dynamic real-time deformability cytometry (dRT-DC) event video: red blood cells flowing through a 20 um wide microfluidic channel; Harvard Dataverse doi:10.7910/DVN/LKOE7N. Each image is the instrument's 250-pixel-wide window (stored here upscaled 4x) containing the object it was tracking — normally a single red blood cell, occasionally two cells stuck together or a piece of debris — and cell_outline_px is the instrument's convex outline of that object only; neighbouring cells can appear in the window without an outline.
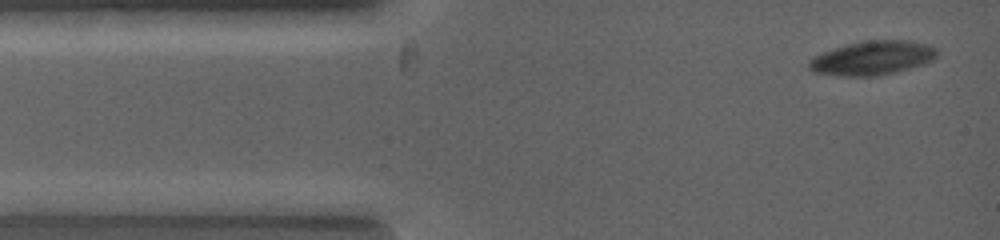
{"species": "common noctule bat (a hibernating species)", "species_latin": "Nyctalus noctula", "temperature_condition": "warm", "stored_images_in_passage": 2, "camera_frame_rate_fps": 5000, "um_per_image_px": 0.085, "animal": {"sex": "female", "body_mass_g": 19.0, "forearm_length_mm": 53.3}, "frame": {"image": 1, "passage_image": 2, "time_ms": 0.4, "image_size_px": [1000, 240], "cell_outline_px": [[936, 56], [932, 60], [924, 64], [896, 72], [868, 76], [848, 76], [816, 72], [808, 68], [808, 60], [824, 52], [848, 44], [872, 40], [908, 40], [928, 44], [936, 48]], "centroid_in_image_um": [74.19, 4.92], "position_along_channel_um": 10.8, "area_um2": 24.91}}